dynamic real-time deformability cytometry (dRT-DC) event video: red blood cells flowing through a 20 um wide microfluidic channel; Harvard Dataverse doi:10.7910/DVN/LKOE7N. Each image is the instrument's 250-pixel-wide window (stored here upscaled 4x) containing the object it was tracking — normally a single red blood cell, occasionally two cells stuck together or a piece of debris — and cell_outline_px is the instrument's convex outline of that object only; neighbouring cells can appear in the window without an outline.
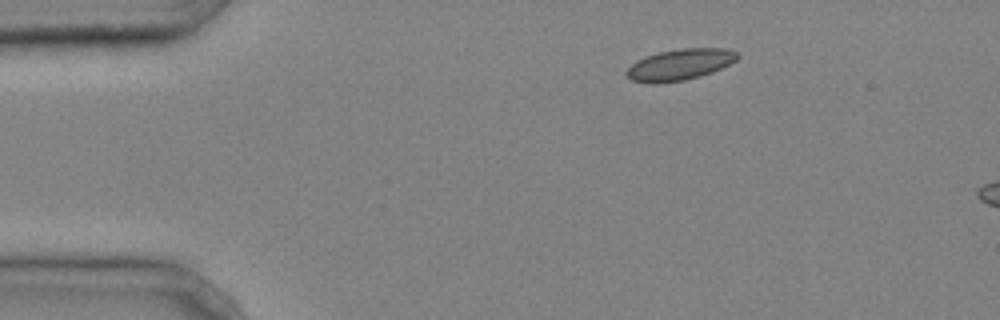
{"species": "common noctule bat (a hibernating species)", "species_latin": "Nyctalus noctula", "temperature_condition": "cold", "stored_images_in_passage": 5, "camera_frame_rate_fps": 3000, "um_per_image_px": 0.085, "animal": {"sex": "male", "body_mass_g": 20.4}, "frame": {"image": 1, "passage_image": 1, "time_ms": 0.0, "image_size_px": [1000, 320], "cell_outline_px": [[740, 56], [736, 60], [712, 72], [684, 80], [656, 84], [652, 84], [632, 80], [624, 72], [636, 60], [644, 56], [660, 52], [680, 48], [728, 48], [736, 52]], "centroid_in_image_um": [57.76, 5.48], "position_along_channel_um": 27.2, "area_um2": 20.11}}